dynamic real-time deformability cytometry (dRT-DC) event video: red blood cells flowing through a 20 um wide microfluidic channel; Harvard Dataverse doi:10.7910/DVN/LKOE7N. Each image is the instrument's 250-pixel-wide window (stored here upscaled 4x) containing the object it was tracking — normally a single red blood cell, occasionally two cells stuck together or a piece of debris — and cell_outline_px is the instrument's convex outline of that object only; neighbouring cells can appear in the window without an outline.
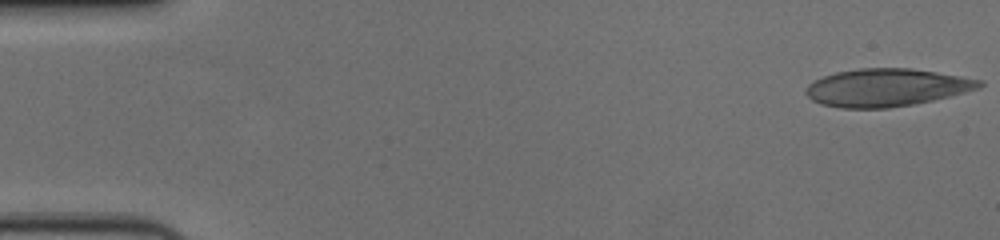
{"species": "human", "species_latin": "Homo sapiens", "temperature_condition": "cold", "stored_images_in_passage": 56, "camera_frame_rate_fps": 3000, "um_per_image_px": 0.085, "donor": {"sex": "female"}, "frame": {"image": 1, "passage_image": 1, "time_ms": 0.0, "image_size_px": [1000, 240], "cell_outline_px": [[984, 84], [980, 88], [932, 100], [912, 104], [888, 108], [840, 108], [820, 104], [812, 100], [804, 92], [808, 84], [824, 76], [836, 72], [860, 68], [912, 68], [984, 80]], "centroid_in_image_um": [75.34, 7.44], "position_along_channel_um": 9.7, "area_um2": 38.03}}
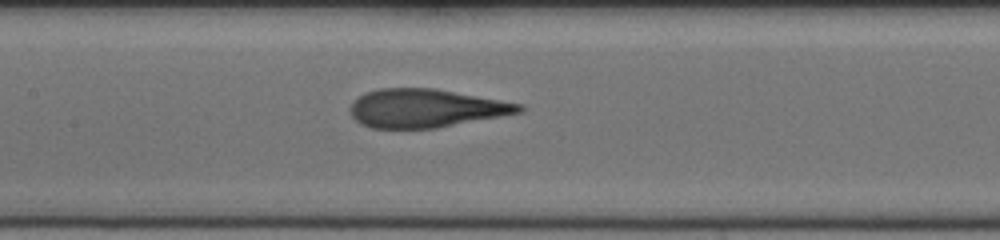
{"frame": {"image": 2, "passage_image": 27, "time_ms": 8.667, "image_size_px": [1000, 240], "cell_outline_px": [[524, 112], [436, 128], [372, 128], [360, 124], [352, 116], [348, 108], [352, 100], [364, 92], [380, 88], [436, 88], [524, 104]], "centroid_in_image_um": [36.18, 9.19], "position_along_channel_um": 171.2, "area_um2": 38.21}}
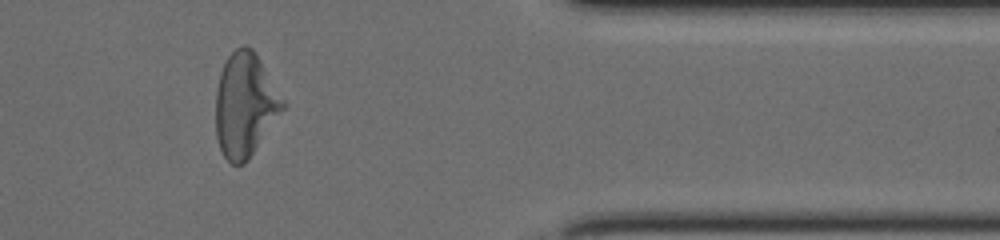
{"frame": {"image": 3, "passage_image": 47, "time_ms": 15.333, "image_size_px": [1000, 240], "cell_outline_px": [[284, 108], [248, 160], [244, 164], [232, 164], [224, 156], [220, 148], [216, 136], [216, 92], [220, 72], [228, 56], [236, 48], [244, 44], [252, 48], [256, 52], [284, 100]], "centroid_in_image_um": [20.81, 8.9], "position_along_channel_um": 390.6, "area_um2": 40.29}, "authors_computed_cell_mechanics": {"area_um2": 39.015, "velocity_mm_per_s": 3.6209, "shape_relaxation_time_tau1_ms": 8.3104, "shape_relaxation_time_tau2_ms": 1.2986, "deformation_change_tau1": 0.2441, "deformation_change_tau2": 0.1021}}